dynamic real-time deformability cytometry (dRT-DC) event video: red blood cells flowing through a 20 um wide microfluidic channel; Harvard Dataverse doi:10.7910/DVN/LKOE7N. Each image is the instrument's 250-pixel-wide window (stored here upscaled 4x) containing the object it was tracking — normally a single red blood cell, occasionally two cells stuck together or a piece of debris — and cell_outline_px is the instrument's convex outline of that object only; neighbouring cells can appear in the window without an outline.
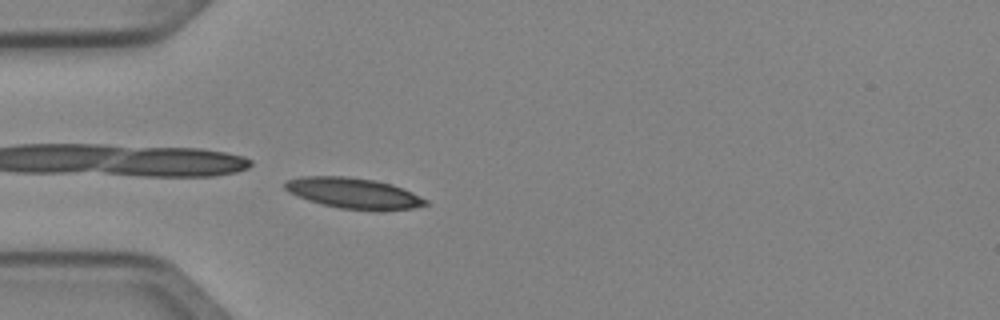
{"species": "Egyptian fruit bat (a non-hibernating species)", "species_latin": "Rousettus aegyptiacus", "temperature_condition": "cold", "stored_images_in_passage": 7, "camera_frame_rate_fps": 3000, "um_per_image_px": 0.085, "animal": {"sex": "female"}, "frame": {"image": 1, "passage_image": 7, "time_ms": 2.0, "image_size_px": [1000, 320], "cell_outline_px": [[428, 204], [412, 208], [340, 208], [320, 204], [308, 200], [288, 192], [284, 188], [284, 180], [300, 176], [348, 176], [376, 180], [392, 184], [412, 192], [428, 200]], "centroid_in_image_um": [29.96, 16.37], "position_along_channel_um": 55.0, "area_um2": 24.62}}